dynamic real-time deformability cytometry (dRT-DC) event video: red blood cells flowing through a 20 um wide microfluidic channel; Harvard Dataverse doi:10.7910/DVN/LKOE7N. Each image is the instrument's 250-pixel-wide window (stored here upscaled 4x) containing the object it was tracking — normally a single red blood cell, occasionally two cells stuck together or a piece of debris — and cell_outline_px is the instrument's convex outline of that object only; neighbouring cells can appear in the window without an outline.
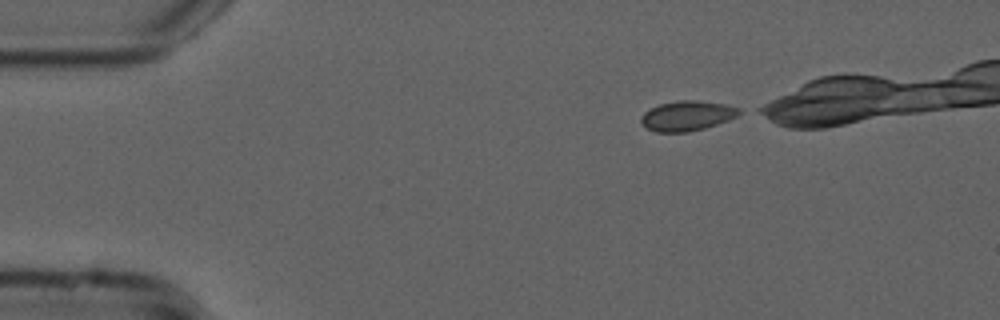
{"species": "common noctule bat (a hibernating species)", "species_latin": "Nyctalus noctula", "temperature_condition": "cold", "stored_images_in_passage": 36, "camera_frame_rate_fps": 3000, "um_per_image_px": 0.085, "animal": {"sex": "male", "forearm_length_mm": 52.5}, "frame": {"image": 1, "passage_image": 1, "time_ms": 0.0, "image_size_px": [1000, 320], "cell_outline_px": [[744, 112], [728, 120], [704, 128], [688, 132], [656, 132], [648, 128], [640, 120], [640, 116], [644, 112], [660, 104], [680, 100], [696, 100], [724, 104], [740, 108]], "centroid_in_image_um": [58.42, 9.84], "position_along_channel_um": 26.6, "area_um2": 16.99}}
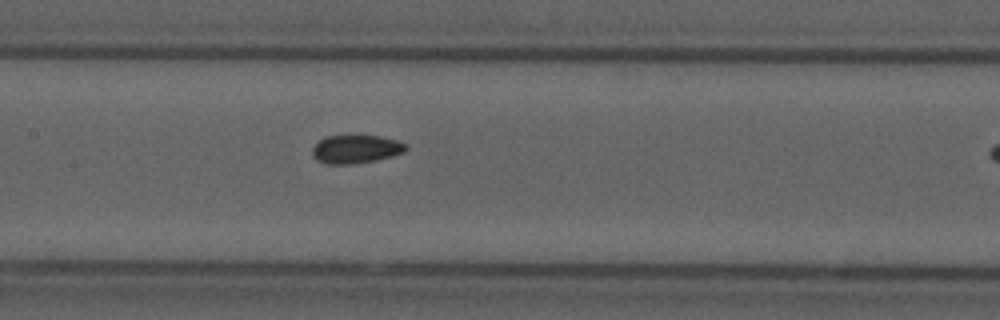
{"frame": {"image": 2, "passage_image": 18, "time_ms": 5.667, "image_size_px": [1000, 320], "cell_outline_px": [[408, 148], [404, 152], [392, 156], [376, 160], [352, 164], [328, 164], [316, 160], [312, 156], [312, 148], [320, 140], [328, 136], [380, 136], [396, 140], [408, 144]], "centroid_in_image_um": [30.26, 12.68], "position_along_channel_um": 177.1, "area_um2": 15.43}}
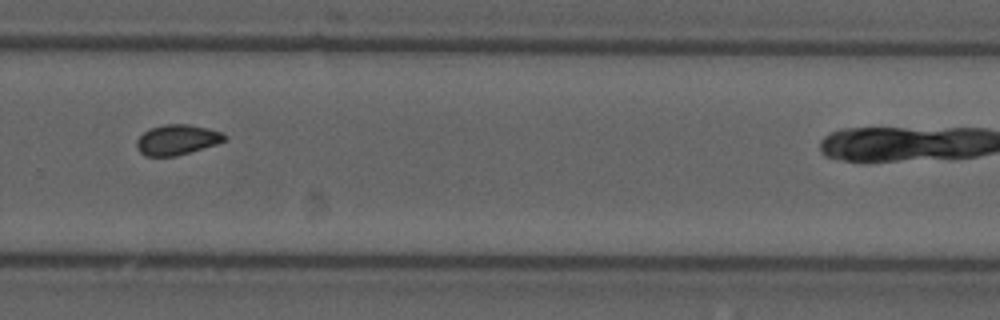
{"frame": {"image": 3, "passage_image": 29, "time_ms": 9.333, "image_size_px": [1000, 320], "cell_outline_px": [[228, 140], [216, 144], [176, 156], [144, 156], [140, 152], [136, 144], [136, 140], [144, 132], [152, 128], [164, 124], [188, 124], [208, 128], [220, 132], [228, 136]], "centroid_in_image_um": [15.07, 11.88], "position_along_channel_um": 314.7, "area_um2": 15.43}}